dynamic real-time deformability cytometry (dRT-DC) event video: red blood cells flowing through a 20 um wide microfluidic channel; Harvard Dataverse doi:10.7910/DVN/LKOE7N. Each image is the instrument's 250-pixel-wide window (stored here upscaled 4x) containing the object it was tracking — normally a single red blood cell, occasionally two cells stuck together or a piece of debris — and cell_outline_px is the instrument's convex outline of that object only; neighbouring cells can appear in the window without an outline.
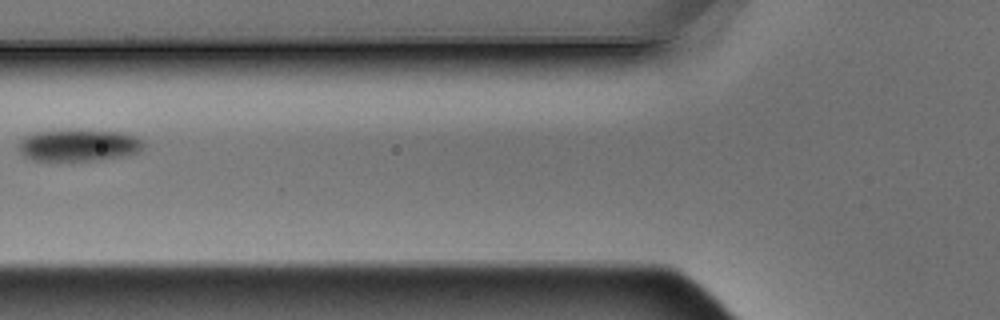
{"species": "Egyptian fruit bat (a non-hibernating species)", "species_latin": "Rousettus aegyptiacus", "temperature_condition": "warm", "stored_images_in_passage": 7, "camera_frame_rate_fps": 3000, "um_per_image_px": 0.085, "animal": {"sex": "male"}, "frame": {"image": 1, "passage_image": 7, "time_ms": 2.0, "image_size_px": [1000, 320], "cell_outline_px": [[144, 144], [140, 152], [128, 156], [100, 160], [32, 160], [24, 156], [20, 152], [20, 140], [24, 136], [32, 132], [68, 128], [76, 128], [124, 132], [136, 136], [144, 140]], "centroid_in_image_um": [6.73, 12.31], "position_along_channel_um": 119.1, "area_um2": 24.16}}